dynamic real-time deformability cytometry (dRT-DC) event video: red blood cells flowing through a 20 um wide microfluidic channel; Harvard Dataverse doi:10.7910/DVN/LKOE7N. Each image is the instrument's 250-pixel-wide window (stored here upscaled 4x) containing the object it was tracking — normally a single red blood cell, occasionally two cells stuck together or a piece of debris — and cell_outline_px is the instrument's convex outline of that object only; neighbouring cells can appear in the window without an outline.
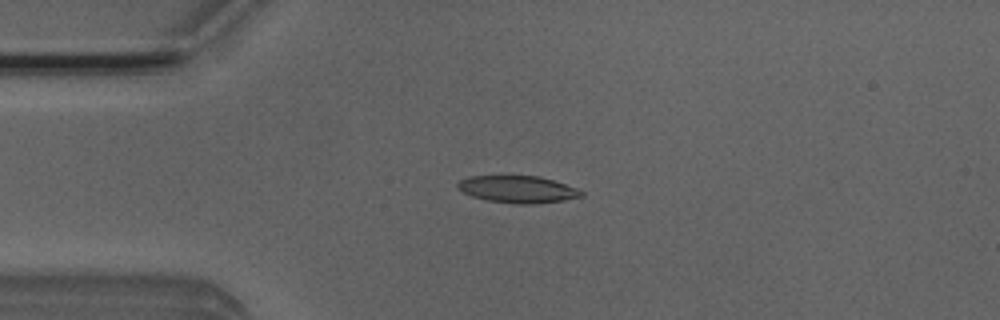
{"species": "Egyptian fruit bat (a non-hibernating species)", "species_latin": "Rousettus aegyptiacus", "temperature_condition": "room temperature", "stored_images_in_passage": 9, "camera_frame_rate_fps": 3000, "um_per_image_px": 0.085, "animal": {"sex": "male"}, "frame": {"image": 1, "passage_image": 2, "time_ms": 0.333, "image_size_px": [1000, 320], "cell_outline_px": [[584, 196], [564, 200], [536, 204], [512, 204], [488, 200], [472, 196], [456, 188], [456, 184], [460, 180], [468, 176], [540, 176], [576, 188], [584, 192]], "centroid_in_image_um": [44.0, 16.09], "position_along_channel_um": 41.0, "area_um2": 19.54}}